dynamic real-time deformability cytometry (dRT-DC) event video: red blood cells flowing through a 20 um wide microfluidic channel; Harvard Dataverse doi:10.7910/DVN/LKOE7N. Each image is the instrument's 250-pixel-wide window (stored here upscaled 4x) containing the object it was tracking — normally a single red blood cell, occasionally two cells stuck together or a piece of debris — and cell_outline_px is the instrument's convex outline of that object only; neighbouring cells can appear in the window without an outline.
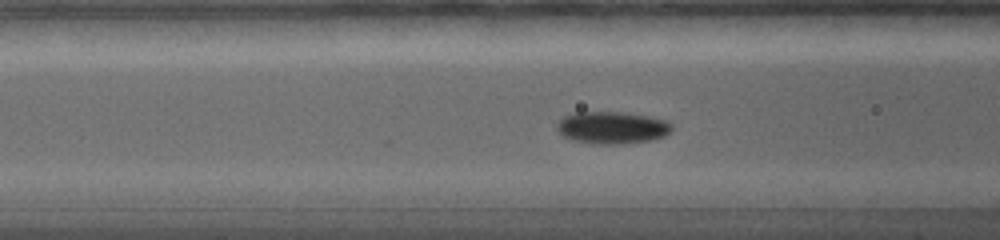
{"species": "common noctule bat (a hibernating species)", "species_latin": "Nyctalus noctula", "temperature_condition": "warm", "stored_images_in_passage": 30, "camera_frame_rate_fps": 5000, "um_per_image_px": 0.085, "animal": {"sex": "female", "body_mass_g": 19.0, "forearm_length_mm": 56.7}, "frame": {"image": 1, "passage_image": 12, "time_ms": 5.0, "image_size_px": [1000, 240], "cell_outline_px": [[672, 128], [664, 136], [652, 140], [624, 144], [592, 144], [572, 140], [564, 136], [556, 128], [556, 124], [564, 116], [576, 112], [624, 112], [648, 116], [664, 120], [672, 124]], "centroid_in_image_um": [52.01, 10.85], "position_along_channel_um": 114.6, "area_um2": 21.62}}
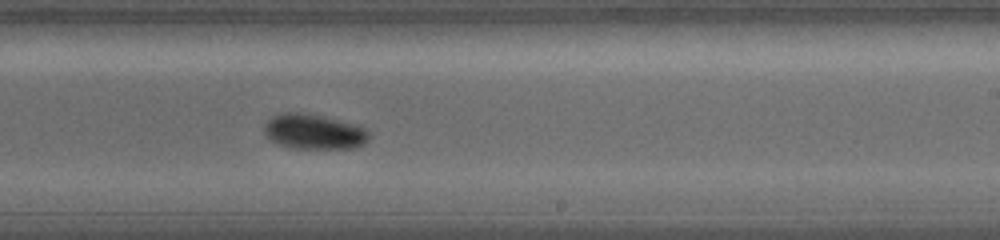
{"frame": {"image": 2, "passage_image": 21, "time_ms": 9.0, "image_size_px": [1000, 240], "cell_outline_px": [[372, 136], [364, 144], [356, 148], [292, 148], [276, 144], [268, 140], [264, 132], [264, 124], [272, 116], [280, 112], [308, 112], [324, 116], [352, 124], [364, 128], [372, 132]], "centroid_in_image_um": [26.66, 11.19], "position_along_channel_um": 262.3, "area_um2": 21.91}}
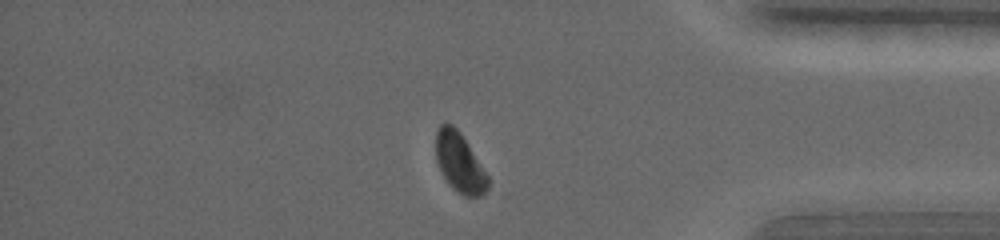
{"frame": {"image": 3, "passage_image": 28, "time_ms": 13.2, "image_size_px": [1000, 240], "cell_outline_px": [[488, 192], [480, 196], [464, 196], [456, 192], [448, 184], [436, 160], [436, 132], [440, 124], [444, 120], [452, 124], [460, 132], [468, 144], [488, 176]], "centroid_in_image_um": [39.06, 13.81], "position_along_channel_um": 396.1, "area_um2": 18.09}, "authors_computed_cell_mechanics": {"area_um2": 20.3745, "velocity_mm_per_s": 3.7071, "shape_relaxation_time_tau1_ms": 2.0201, "shape_relaxation_time_tau2_ms": null, "deformation_change_tau1": 0.0945, "deformation_change_tau2": null}}